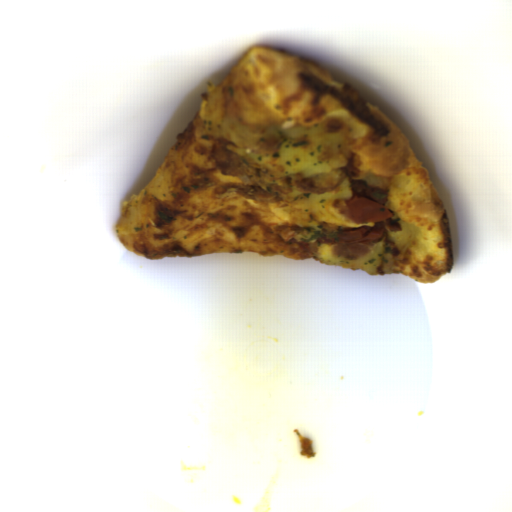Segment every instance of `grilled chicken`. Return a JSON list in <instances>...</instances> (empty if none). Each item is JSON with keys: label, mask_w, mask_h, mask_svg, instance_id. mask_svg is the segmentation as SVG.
<instances>
[{"label": "grilled chicken", "mask_w": 512, "mask_h": 512, "mask_svg": "<svg viewBox=\"0 0 512 512\" xmlns=\"http://www.w3.org/2000/svg\"><path fill=\"white\" fill-rule=\"evenodd\" d=\"M228 145H232V141L215 139L211 156L222 175L242 180L239 194L250 200L270 204L290 203L289 194L297 187L318 195L328 190L315 185L313 179L296 173H274L255 160L228 149Z\"/></svg>", "instance_id": "277b20a1"}, {"label": "grilled chicken", "mask_w": 512, "mask_h": 512, "mask_svg": "<svg viewBox=\"0 0 512 512\" xmlns=\"http://www.w3.org/2000/svg\"><path fill=\"white\" fill-rule=\"evenodd\" d=\"M342 172L348 178L354 197H363L386 207L389 195L382 189L371 188L363 181H358L357 177L361 172L355 164V158H350L346 166H343Z\"/></svg>", "instance_id": "a9712176"}, {"label": "grilled chicken", "mask_w": 512, "mask_h": 512, "mask_svg": "<svg viewBox=\"0 0 512 512\" xmlns=\"http://www.w3.org/2000/svg\"><path fill=\"white\" fill-rule=\"evenodd\" d=\"M376 226L380 227L383 230V234H386L388 231L400 232L402 231L400 223L396 222L391 218H385L377 223Z\"/></svg>", "instance_id": "7e0887df"}]
</instances>
